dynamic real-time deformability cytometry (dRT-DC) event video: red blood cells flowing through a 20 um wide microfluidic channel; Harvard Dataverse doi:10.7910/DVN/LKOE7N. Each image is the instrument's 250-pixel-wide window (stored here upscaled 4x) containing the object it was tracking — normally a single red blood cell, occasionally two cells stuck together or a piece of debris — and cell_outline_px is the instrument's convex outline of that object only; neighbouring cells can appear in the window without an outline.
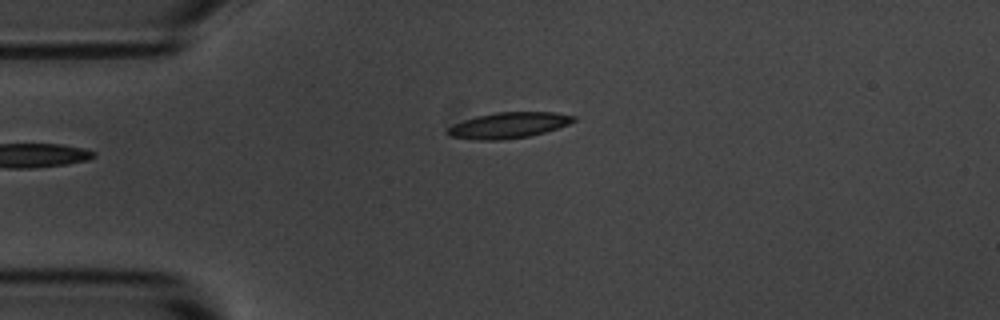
{"species": "common noctule bat (a hibernating species)", "species_latin": "Nyctalus noctula", "temperature_condition": "room temperature", "stored_images_in_passage": 2, "camera_frame_rate_fps": 3000, "um_per_image_px": 0.085, "animal": {"sex": "male", "body_mass_g": 20.1, "forearm_length_mm": 53.5}, "frame": {"image": 1, "passage_image": 1, "time_ms": 0.0, "image_size_px": [1000, 320], "cell_outline_px": [[576, 120], [568, 124], [544, 132], [528, 136], [500, 140], [480, 140], [448, 136], [444, 132], [448, 128], [464, 120], [476, 116], [496, 112], [552, 112], [576, 116]], "centroid_in_image_um": [43.21, 10.64], "position_along_channel_um": 41.8, "area_um2": 18.79}}